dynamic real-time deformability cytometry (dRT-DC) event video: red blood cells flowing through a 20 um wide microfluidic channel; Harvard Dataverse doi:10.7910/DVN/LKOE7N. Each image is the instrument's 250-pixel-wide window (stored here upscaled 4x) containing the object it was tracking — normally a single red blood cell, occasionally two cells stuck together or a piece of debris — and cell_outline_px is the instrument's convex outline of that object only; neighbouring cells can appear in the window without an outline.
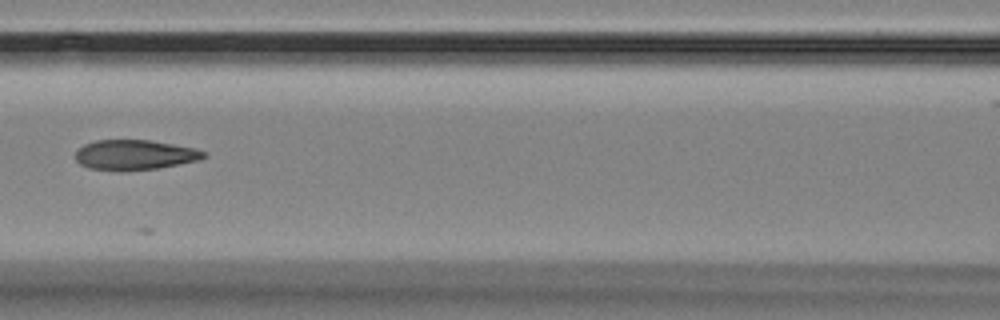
{"species": "Egyptian fruit bat (a non-hibernating species)", "species_latin": "Rousettus aegyptiacus", "temperature_condition": "room temperature", "stored_images_in_passage": 9, "camera_frame_rate_fps": 3000, "um_per_image_px": 0.085, "animal": {"sex": "female"}, "frame": {"image": 1, "passage_image": 7, "time_ms": 7.0, "image_size_px": [1000, 320], "cell_outline_px": [[208, 156], [200, 160], [160, 168], [120, 172], [88, 168], [80, 164], [76, 160], [76, 152], [84, 144], [96, 140], [148, 140], [196, 148], [204, 152]], "centroid_in_image_um": [11.46, 13.18], "position_along_channel_um": 155.1, "area_um2": 22.72}}
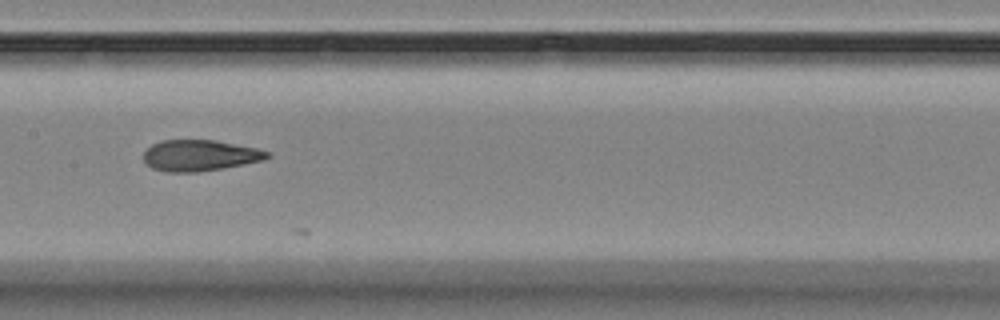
{"frame": {"image": 2, "passage_image": 8, "time_ms": 8.0, "image_size_px": [1000, 320], "cell_outline_px": [[272, 156], [264, 160], [224, 168], [196, 172], [168, 172], [152, 168], [144, 160], [144, 152], [152, 144], [160, 140], [216, 140], [256, 148], [268, 152]], "centroid_in_image_um": [16.99, 13.21], "position_along_channel_um": 190.4, "area_um2": 22.37}}